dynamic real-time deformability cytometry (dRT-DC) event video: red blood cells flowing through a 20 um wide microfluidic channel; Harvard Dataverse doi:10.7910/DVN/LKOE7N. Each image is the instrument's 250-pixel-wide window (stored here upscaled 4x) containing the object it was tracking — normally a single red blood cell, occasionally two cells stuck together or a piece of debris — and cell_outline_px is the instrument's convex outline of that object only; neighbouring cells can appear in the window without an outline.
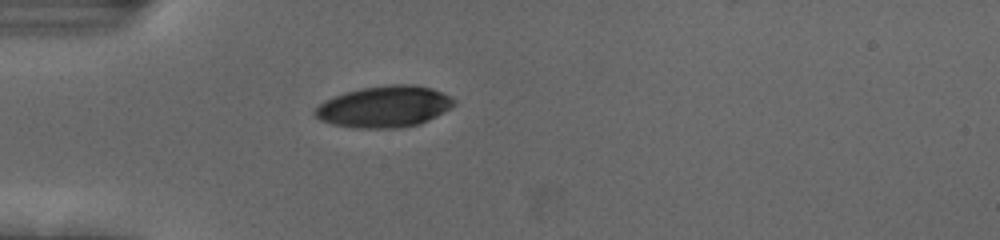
{"species": "human", "species_latin": "Homo sapiens", "temperature_condition": "cold", "stored_images_in_passage": 40, "camera_frame_rate_fps": 3000, "um_per_image_px": 0.085, "donor": {"sex": "female"}, "frame": {"image": 1, "passage_image": 1, "time_ms": 0.0, "image_size_px": [1000, 240], "cell_outline_px": [[456, 104], [444, 112], [420, 124], [400, 128], [352, 128], [332, 124], [320, 120], [312, 112], [324, 100], [344, 92], [364, 88], [392, 84], [416, 84], [432, 88], [456, 100]], "centroid_in_image_um": [32.66, 9.07], "position_along_channel_um": 52.3, "area_um2": 33.64}}
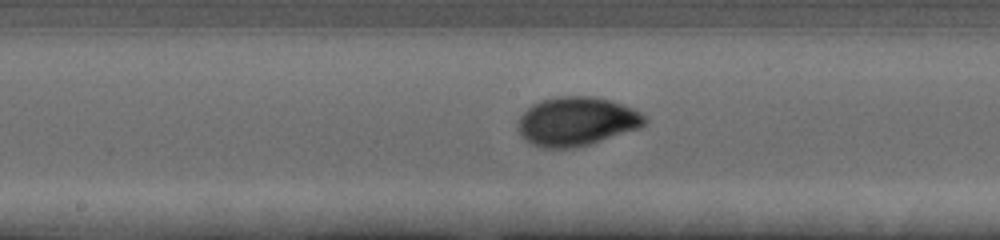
{"frame": {"image": 2, "passage_image": 14, "time_ms": 4.333, "image_size_px": [1000, 240], "cell_outline_px": [[648, 120], [640, 128], [588, 144], [572, 148], [544, 148], [532, 144], [524, 140], [520, 136], [516, 128], [516, 124], [520, 116], [532, 104], [540, 100], [556, 96], [592, 96], [612, 100], [632, 108], [640, 112]], "centroid_in_image_um": [48.97, 10.31], "position_along_channel_um": 199.2, "area_um2": 36.3}}
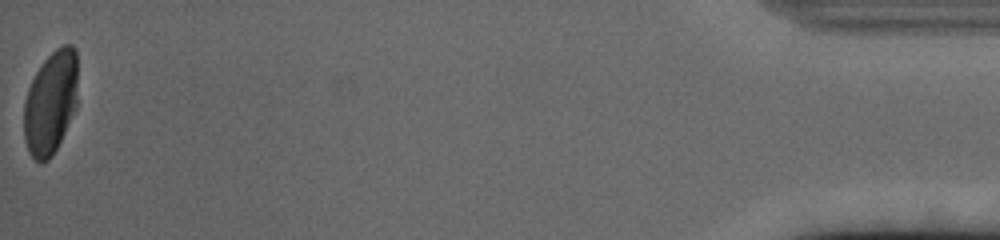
{"frame": {"image": 3, "passage_image": 40, "time_ms": 13.0, "image_size_px": [1000, 240], "cell_outline_px": [[76, 108], [52, 156], [48, 160], [40, 164], [28, 152], [24, 140], [24, 100], [28, 88], [36, 72], [44, 60], [56, 48], [64, 44], [72, 44], [76, 48]], "centroid_in_image_um": [4.28, 8.73], "position_along_channel_um": 430.9, "area_um2": 32.37}, "authors_computed_cell_mechanics": {"area_um2": 34.1309, "velocity_mm_per_s": 3.6975, "shape_relaxation_time_tau1_ms": 2.9503, "shape_relaxation_time_tau2_ms": null, "deformation_change_tau1": 0.1717, "deformation_change_tau2": null}}